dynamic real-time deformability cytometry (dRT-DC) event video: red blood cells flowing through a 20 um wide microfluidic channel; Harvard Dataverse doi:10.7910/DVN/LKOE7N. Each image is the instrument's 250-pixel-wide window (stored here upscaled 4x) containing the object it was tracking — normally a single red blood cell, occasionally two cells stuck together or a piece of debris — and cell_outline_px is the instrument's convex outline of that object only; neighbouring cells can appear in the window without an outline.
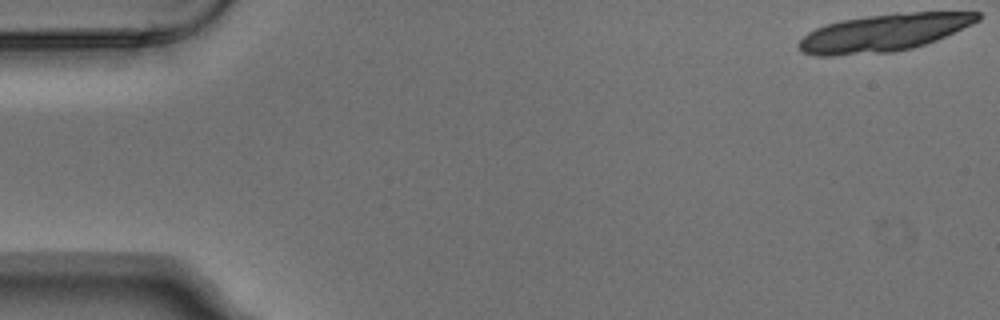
{"species": "Egyptian fruit bat (a non-hibernating species)", "species_latin": "Rousettus aegyptiacus", "temperature_condition": "warm", "stored_images_in_passage": 7, "camera_frame_rate_fps": 3000, "um_per_image_px": 0.085, "animal": {"sex": "male"}, "frame": {"image": 1, "passage_image": 1, "time_ms": 0.0, "image_size_px": [1000, 320], "cell_outline_px": [[980, 20], [972, 24], [936, 40], [912, 48], [892, 52], [832, 56], [816, 56], [804, 52], [796, 44], [808, 32], [816, 28], [840, 20], [896, 12], [980, 12]], "centroid_in_image_um": [75.11, 2.78], "position_along_channel_um": 9.9, "area_um2": 38.84}}
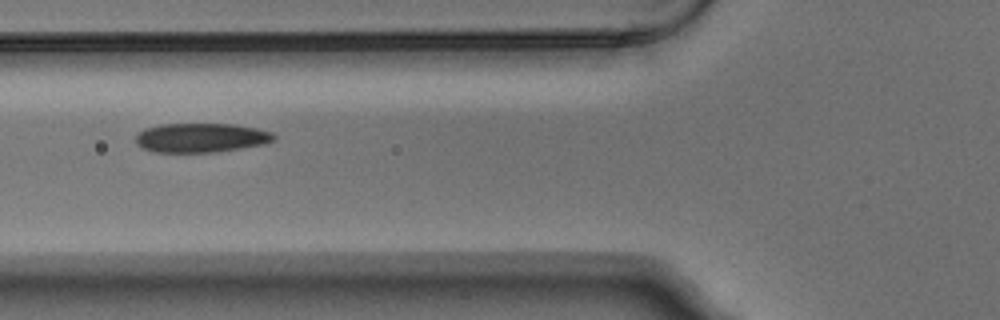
{"frame": {"image": 2, "passage_image": 6, "time_ms": 1.667, "image_size_px": [1000, 320], "cell_outline_px": [[276, 140], [268, 144], [216, 152], [152, 152], [136, 144], [136, 136], [144, 128], [160, 124], [236, 124], [256, 128], [272, 132], [276, 136]], "centroid_in_image_um": [17.14, 11.71], "position_along_channel_um": 108.7, "area_um2": 23.81}}
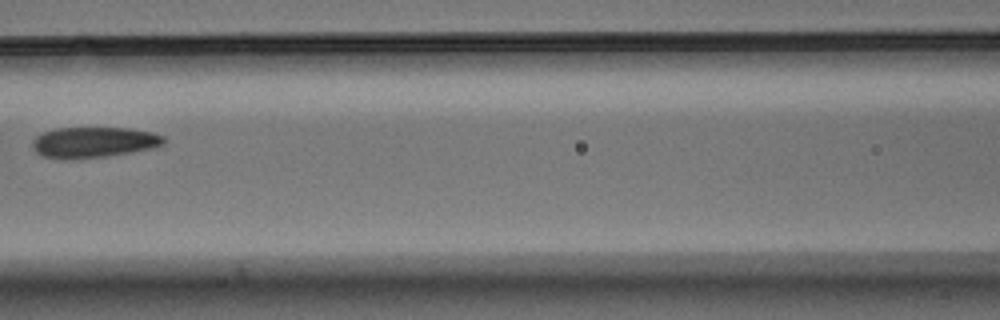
{"frame": {"image": 3, "passage_image": 7, "time_ms": 2.0, "image_size_px": [1000, 320], "cell_outline_px": [[168, 140], [164, 144], [152, 148], [132, 152], [104, 156], [72, 160], [60, 160], [40, 156], [32, 148], [32, 140], [36, 136], [44, 132], [56, 128], [128, 128], [152, 132], [164, 136]], "centroid_in_image_um": [7.94, 12.11], "position_along_channel_um": 158.7, "area_um2": 23.87}}